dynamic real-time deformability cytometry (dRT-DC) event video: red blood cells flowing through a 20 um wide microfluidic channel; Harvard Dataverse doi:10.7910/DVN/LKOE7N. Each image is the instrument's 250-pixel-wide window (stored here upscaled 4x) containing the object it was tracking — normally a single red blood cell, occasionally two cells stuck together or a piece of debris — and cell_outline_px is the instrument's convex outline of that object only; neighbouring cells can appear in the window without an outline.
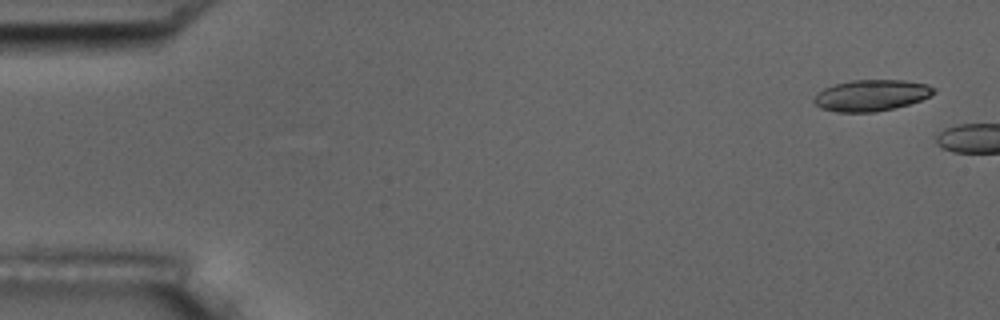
{"species": "common noctule bat (a hibernating species)", "species_latin": "Nyctalus noctula", "temperature_condition": "room temperature", "stored_images_in_passage": 2, "camera_frame_rate_fps": 3000, "um_per_image_px": 0.085, "animal": {"sex": "male", "body_mass_g": 17.5, "forearm_length_mm": 52.3}, "frame": {"image": 1, "passage_image": 1, "time_ms": 0.0, "image_size_px": [1000, 320], "cell_outline_px": [[936, 92], [920, 100], [908, 104], [876, 112], [836, 112], [820, 108], [812, 100], [816, 92], [824, 88], [836, 84], [852, 80], [904, 80], [928, 84], [936, 88]], "centroid_in_image_um": [74.03, 8.1], "position_along_channel_um": 11.0, "area_um2": 21.85}}